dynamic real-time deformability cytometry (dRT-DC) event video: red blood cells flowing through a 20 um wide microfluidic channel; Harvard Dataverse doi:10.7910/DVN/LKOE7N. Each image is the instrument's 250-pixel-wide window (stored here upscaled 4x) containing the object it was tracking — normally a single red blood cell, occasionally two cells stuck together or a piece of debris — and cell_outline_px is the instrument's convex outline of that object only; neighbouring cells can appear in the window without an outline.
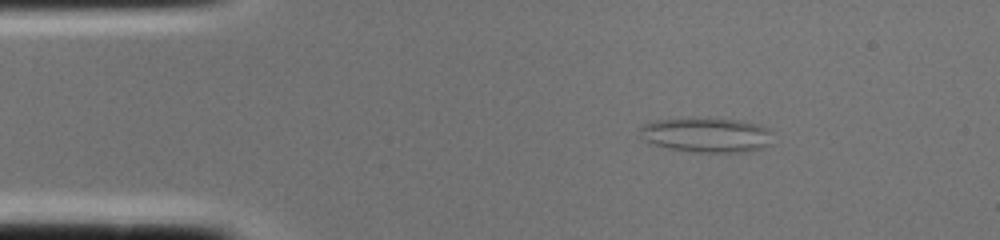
{"species": "common noctule bat (a hibernating species)", "species_latin": "Nyctalus noctula", "temperature_condition": "cold", "stored_images_in_passage": 2, "camera_frame_rate_fps": 3000, "um_per_image_px": 0.085, "animal": {"sex": "female", "body_mass_g": 22.0, "forearm_length_mm": 56.7}, "frame": {"image": 1, "passage_image": 1, "time_ms": 0.0, "image_size_px": [1000, 240], "cell_outline_px": [[772, 128], [768, 144], [764, 148], [744, 152], [692, 152], [668, 148], [648, 144], [644, 140], [640, 132], [640, 128], [644, 124], [656, 120], [740, 120]], "centroid_in_image_um": [60.06, 11.51], "position_along_channel_um": 24.9, "area_um2": 26.36}}